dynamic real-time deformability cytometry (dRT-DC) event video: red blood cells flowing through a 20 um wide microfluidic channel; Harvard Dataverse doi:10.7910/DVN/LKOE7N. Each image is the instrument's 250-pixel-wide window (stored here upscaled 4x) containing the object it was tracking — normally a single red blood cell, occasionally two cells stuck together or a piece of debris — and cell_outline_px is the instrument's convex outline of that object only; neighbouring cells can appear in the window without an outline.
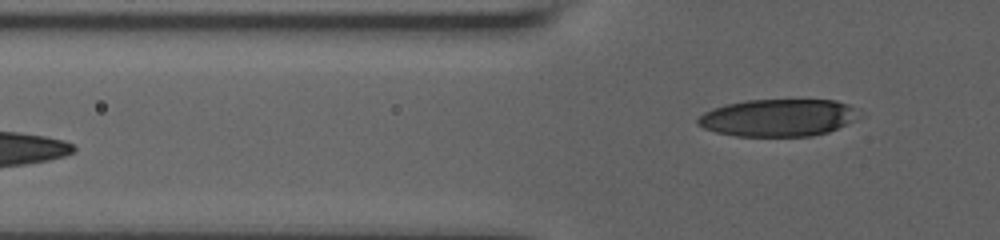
{"species": "human", "species_latin": "Homo sapiens", "temperature_condition": "room temperature", "stored_images_in_passage": 3, "camera_frame_rate_fps": 3000, "um_per_image_px": 0.085, "donor": {"sex": "male"}, "frame": {"image": 1, "passage_image": 3, "time_ms": 2.0, "image_size_px": [1000, 240], "cell_outline_px": [[864, 116], [828, 132], [812, 136], [736, 136], [716, 132], [704, 128], [696, 124], [696, 120], [704, 112], [712, 108], [724, 104], [748, 100], [836, 100], [848, 104], [856, 108]], "centroid_in_image_um": [66.17, 10.0], "position_along_channel_um": 59.6, "area_um2": 35.37}}